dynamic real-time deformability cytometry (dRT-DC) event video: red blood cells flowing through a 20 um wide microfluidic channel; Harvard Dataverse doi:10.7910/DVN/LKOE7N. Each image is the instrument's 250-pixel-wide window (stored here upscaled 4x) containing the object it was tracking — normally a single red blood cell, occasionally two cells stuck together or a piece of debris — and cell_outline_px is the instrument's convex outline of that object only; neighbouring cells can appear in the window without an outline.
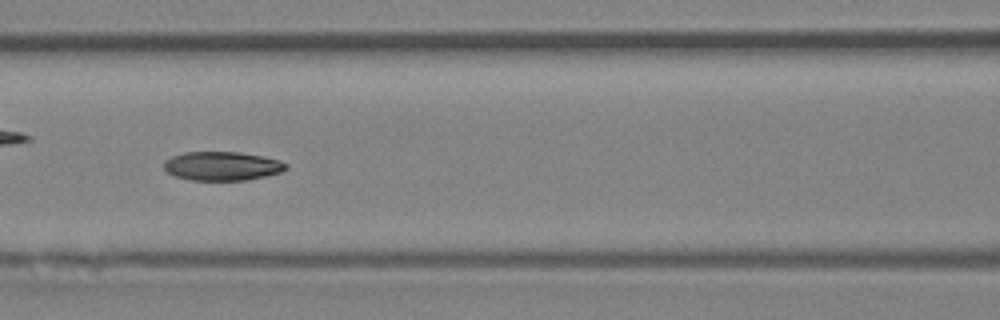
{"species": "Egyptian fruit bat (a non-hibernating species)", "species_latin": "Rousettus aegyptiacus", "temperature_condition": "room temperature", "stored_images_in_passage": 39, "camera_frame_rate_fps": 3000, "um_per_image_px": 0.085, "animal": {"sex": "female"}, "frame": {"image": 1, "passage_image": 12, "time_ms": 3.667, "image_size_px": [1000, 320], "cell_outline_px": [[288, 168], [280, 172], [264, 176], [244, 180], [192, 180], [176, 176], [168, 172], [164, 168], [164, 160], [172, 156], [184, 152], [240, 152], [264, 156], [280, 160], [288, 164]], "centroid_in_image_um": [18.89, 14.1], "position_along_channel_um": 147.7, "area_um2": 20.52}}
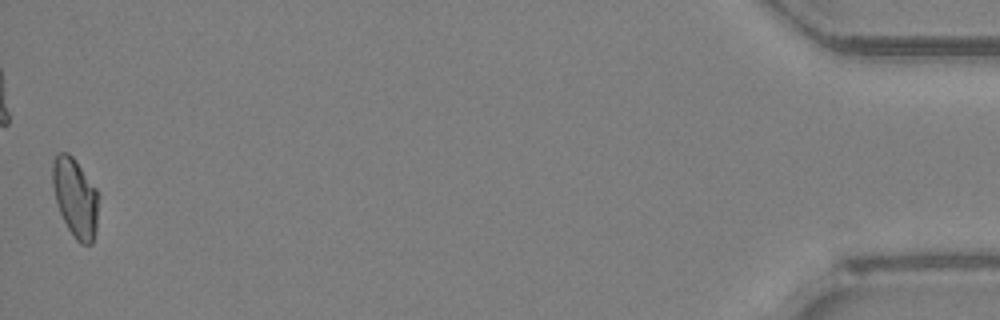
{"frame": {"image": 2, "passage_image": 39, "time_ms": 12.667, "image_size_px": [1000, 320], "cell_outline_px": [[96, 228], [92, 244], [80, 244], [76, 240], [68, 228], [56, 204], [52, 184], [52, 164], [56, 152], [68, 152], [72, 156], [96, 188]], "centroid_in_image_um": [6.35, 16.77], "position_along_channel_um": 428.8, "area_um2": 20.81}, "authors_computed_cell_mechanics": {"area_um2": 20.8658, "velocity_mm_per_s": 4.2039, "shape_relaxation_time_tau1_ms": null, "shape_relaxation_time_tau2_ms": 4.9129, "deformation_change_tau1": null, "deformation_change_tau2": 0.0858}}